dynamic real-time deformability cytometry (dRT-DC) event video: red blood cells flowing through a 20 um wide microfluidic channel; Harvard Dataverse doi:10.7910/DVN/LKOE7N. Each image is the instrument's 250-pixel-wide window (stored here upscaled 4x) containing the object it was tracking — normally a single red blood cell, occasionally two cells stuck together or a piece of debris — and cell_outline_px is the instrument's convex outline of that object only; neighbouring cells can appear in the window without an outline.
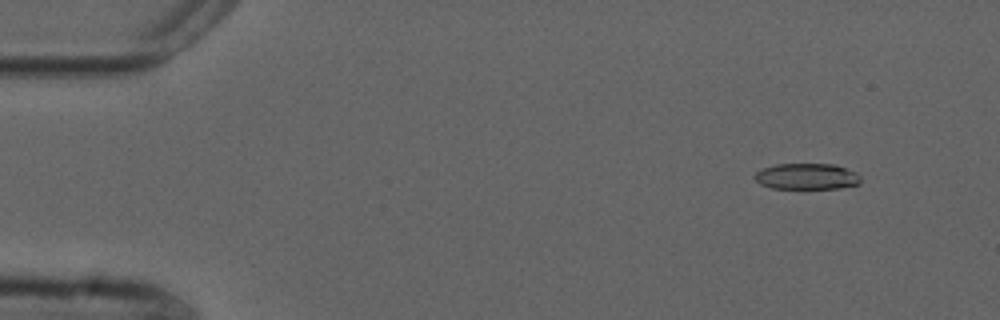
{"species": "common noctule bat (a hibernating species)", "species_latin": "Nyctalus noctula", "temperature_condition": "cold", "stored_images_in_passage": 48, "camera_frame_rate_fps": 3000, "um_per_image_px": 0.085, "animal": {"sex": "male", "forearm_length_mm": 52.5}, "frame": {"image": 1, "passage_image": 1, "time_ms": 0.0, "image_size_px": [1000, 320], "cell_outline_px": [[860, 184], [840, 188], [772, 188], [760, 184], [752, 176], [756, 172], [764, 168], [776, 164], [836, 164], [856, 172], [860, 176]], "centroid_in_image_um": [68.59, 14.99], "position_along_channel_um": 16.4, "area_um2": 16.13}}
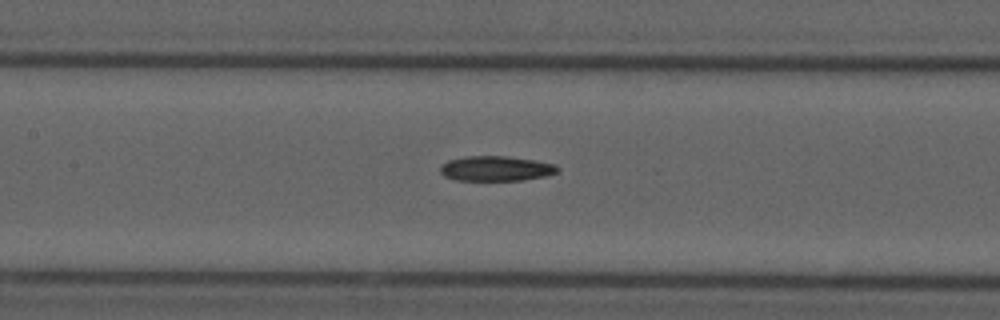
{"frame": {"image": 2, "passage_image": 21, "time_ms": 6.667, "image_size_px": [1000, 320], "cell_outline_px": [[560, 168], [556, 172], [544, 176], [520, 180], [456, 180], [444, 176], [440, 172], [440, 164], [448, 160], [464, 156], [504, 156], [532, 160], [556, 164]], "centroid_in_image_um": [42.1, 14.32], "position_along_channel_um": 165.3, "area_um2": 16.99}}
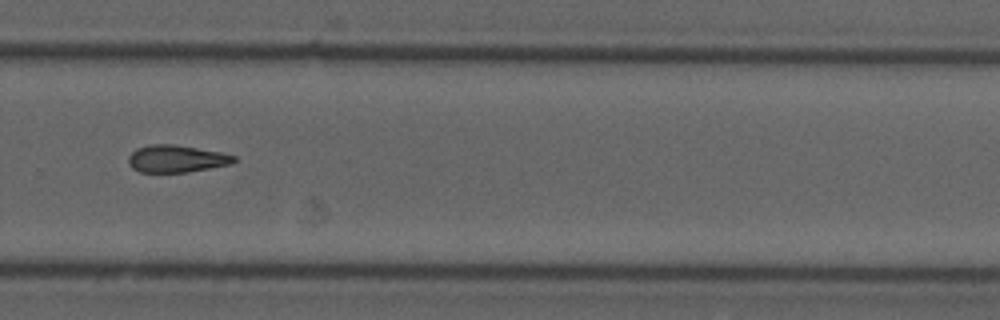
{"frame": {"image": 3, "passage_image": 33, "time_ms": 10.667, "image_size_px": [1000, 320], "cell_outline_px": [[236, 160], [232, 164], [188, 172], [140, 172], [132, 168], [128, 164], [128, 156], [136, 148], [152, 144], [172, 144], [220, 152], [236, 156]], "centroid_in_image_um": [14.98, 13.5], "position_along_channel_um": 314.8, "area_um2": 16.76}}